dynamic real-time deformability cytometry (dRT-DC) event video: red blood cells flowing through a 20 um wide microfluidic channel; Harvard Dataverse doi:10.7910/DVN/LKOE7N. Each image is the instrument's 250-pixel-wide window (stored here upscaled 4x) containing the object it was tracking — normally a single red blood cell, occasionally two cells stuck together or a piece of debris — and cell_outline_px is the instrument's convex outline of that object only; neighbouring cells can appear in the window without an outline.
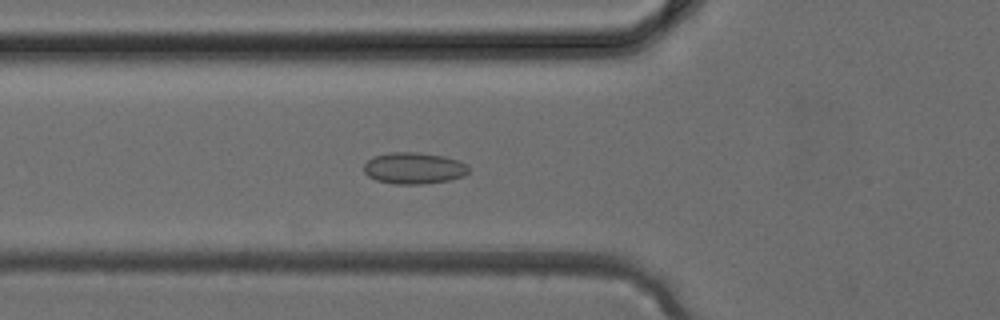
{"species": "common noctule bat (a hibernating species)", "species_latin": "Nyctalus noctula", "temperature_condition": "cold", "stored_images_in_passage": 34, "camera_frame_rate_fps": 3000, "um_per_image_px": 0.085, "animal": {"sex": "female", "body_mass_g": 24.6, "forearm_length_mm": 56.2}, "frame": {"image": 1, "passage_image": 12, "time_ms": 3.667, "image_size_px": [1000, 320], "cell_outline_px": [[468, 172], [464, 176], [448, 180], [424, 184], [396, 184], [376, 180], [368, 176], [364, 172], [364, 164], [368, 160], [376, 156], [388, 152], [416, 152], [444, 156], [460, 160], [468, 164]], "centroid_in_image_um": [35.2, 14.29], "position_along_channel_um": 90.6, "area_um2": 19.31}}
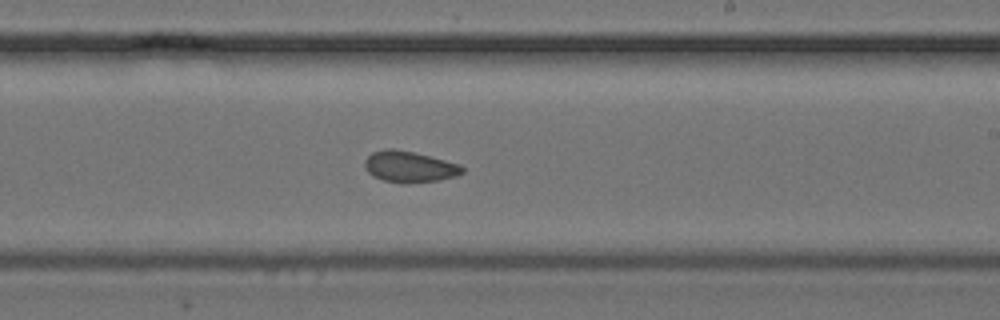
{"frame": {"image": 2, "passage_image": 21, "time_ms": 6.667, "image_size_px": [1000, 320], "cell_outline_px": [[464, 172], [456, 176], [440, 180], [408, 184], [400, 184], [384, 180], [372, 176], [364, 168], [364, 160], [372, 152], [384, 148], [392, 148], [412, 152], [460, 164], [464, 168]], "centroid_in_image_um": [34.77, 14.19], "position_along_channel_um": 254.2, "area_um2": 17.92}}
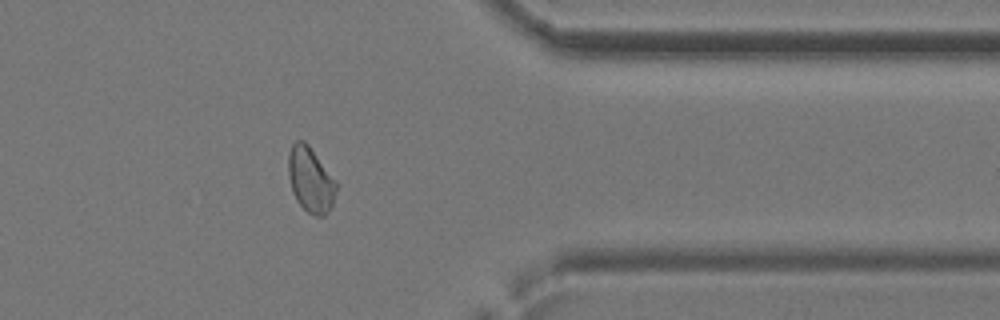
{"frame": {"image": 3, "passage_image": 29, "time_ms": 9.333, "image_size_px": [1000, 320], "cell_outline_px": [[336, 192], [332, 204], [324, 216], [316, 216], [308, 212], [296, 200], [292, 192], [288, 176], [288, 152], [292, 144], [296, 140], [304, 140], [308, 144], [336, 180]], "centroid_in_image_um": [26.37, 15.25], "position_along_channel_um": 385.0, "area_um2": 18.21}}